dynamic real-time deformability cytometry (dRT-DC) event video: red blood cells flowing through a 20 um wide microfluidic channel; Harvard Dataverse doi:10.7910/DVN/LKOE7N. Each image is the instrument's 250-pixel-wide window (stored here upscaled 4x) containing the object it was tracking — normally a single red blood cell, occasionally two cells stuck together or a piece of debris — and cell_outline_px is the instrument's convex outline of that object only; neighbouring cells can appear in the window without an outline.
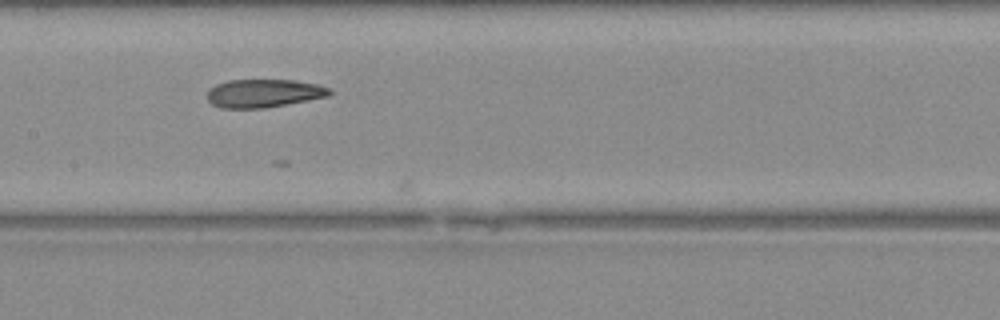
{"species": "Egyptian fruit bat (a non-hibernating species)", "species_latin": "Rousettus aegyptiacus", "temperature_condition": "warm", "stored_images_in_passage": 15, "camera_frame_rate_fps": 3000, "um_per_image_px": 0.085, "animal": {"sex": "female"}, "frame": {"image": 1, "passage_image": 14, "time_ms": 4.333, "image_size_px": [1000, 320], "cell_outline_px": [[332, 92], [328, 96], [308, 100], [264, 108], [220, 108], [212, 104], [208, 100], [208, 88], [216, 84], [228, 80], [296, 80], [316, 84], [332, 88]], "centroid_in_image_um": [22.41, 7.92], "position_along_channel_um": 185.0, "area_um2": 20.17}}